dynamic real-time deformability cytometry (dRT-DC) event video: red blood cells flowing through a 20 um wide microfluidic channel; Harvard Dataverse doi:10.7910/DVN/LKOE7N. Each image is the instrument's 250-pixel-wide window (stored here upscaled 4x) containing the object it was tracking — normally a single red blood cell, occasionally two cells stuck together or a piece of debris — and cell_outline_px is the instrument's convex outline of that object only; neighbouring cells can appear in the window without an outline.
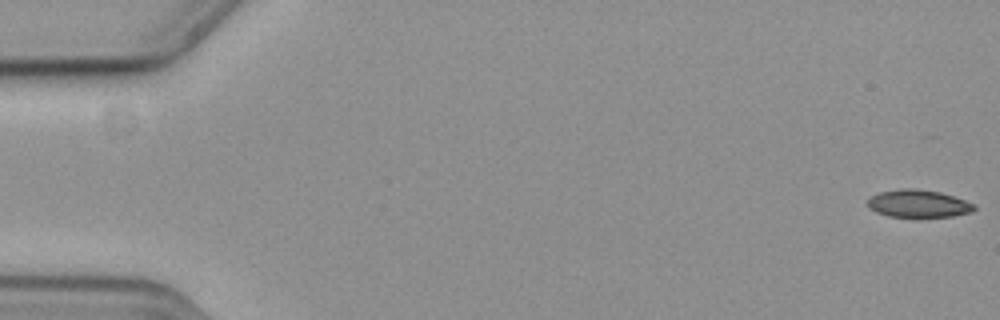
{"species": "common noctule bat (a hibernating species)", "species_latin": "Nyctalus noctula", "temperature_condition": "cold", "stored_images_in_passage": 57, "camera_frame_rate_fps": 3000, "um_per_image_px": 0.085, "animal": {"sex": "female", "body_mass_g": 19.3, "forearm_length_mm": 54.1}, "frame": {"image": 1, "passage_image": 1, "time_ms": 0.0, "image_size_px": [1000, 320], "cell_outline_px": [[976, 208], [972, 212], [952, 216], [916, 220], [888, 216], [876, 212], [868, 208], [868, 200], [872, 196], [880, 192], [904, 188], [912, 188], [940, 192], [964, 200], [972, 204]], "centroid_in_image_um": [78.04, 17.36], "position_along_channel_um": 7.0, "area_um2": 17.69}}
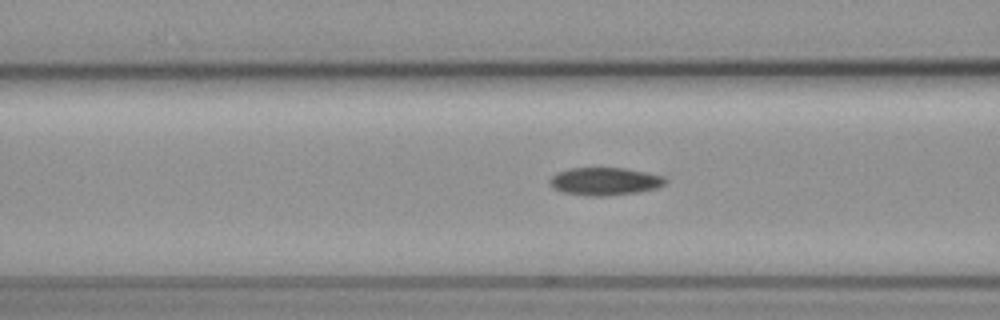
{"frame": {"image": 2, "passage_image": 23, "time_ms": 7.333, "image_size_px": [1000, 320], "cell_outline_px": [[668, 180], [664, 184], [656, 188], [636, 192], [604, 196], [584, 196], [564, 192], [556, 188], [548, 180], [552, 176], [560, 172], [572, 168], [624, 168], [664, 176]], "centroid_in_image_um": [51.44, 15.42], "position_along_channel_um": 115.2, "area_um2": 18.38}}
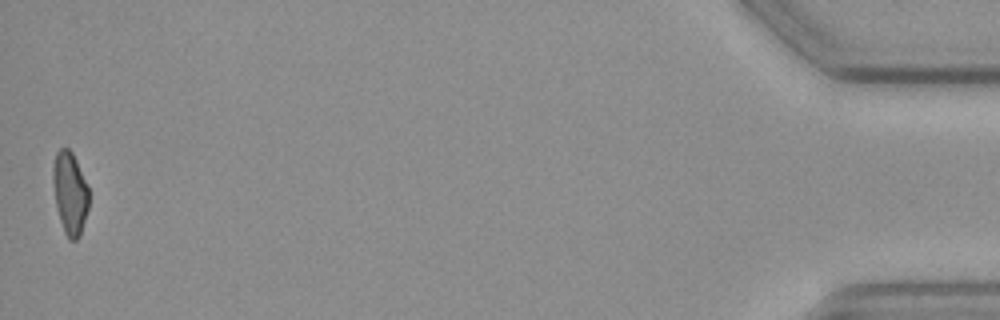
{"frame": {"image": 3, "passage_image": 57, "time_ms": 18.667, "image_size_px": [1000, 320], "cell_outline_px": [[88, 208], [80, 236], [76, 240], [68, 240], [64, 232], [56, 208], [52, 180], [52, 168], [56, 152], [60, 148], [68, 148], [72, 152], [88, 184]], "centroid_in_image_um": [5.93, 16.41], "position_along_channel_um": 429.3, "area_um2": 17.46}, "authors_computed_cell_mechanics": {"area_um2": 18.3226, "velocity_mm_per_s": 3.6663, "shape_relaxation_time_tau1_ms": 9.7333, "shape_relaxation_time_tau2_ms": 11.0202, "deformation_change_tau1": 0.1706, "deformation_change_tau2": 0.1447}}